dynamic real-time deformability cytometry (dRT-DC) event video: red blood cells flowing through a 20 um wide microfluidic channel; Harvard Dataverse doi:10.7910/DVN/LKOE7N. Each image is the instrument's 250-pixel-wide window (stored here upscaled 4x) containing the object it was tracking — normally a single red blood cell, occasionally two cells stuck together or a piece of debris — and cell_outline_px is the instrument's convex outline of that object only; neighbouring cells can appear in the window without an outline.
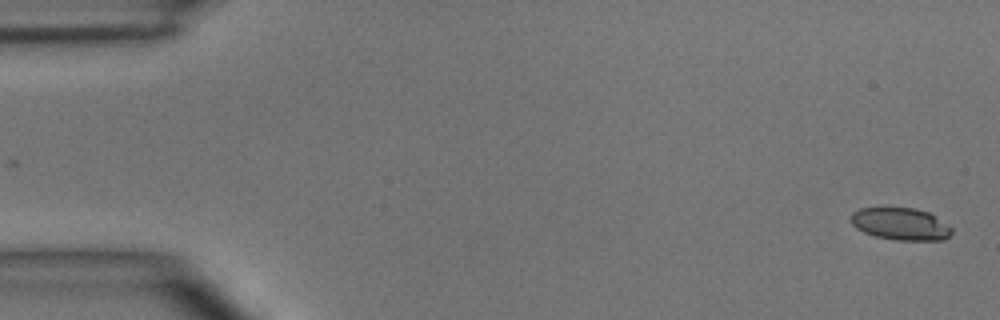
{"species": "common noctule bat (a hibernating species)", "species_latin": "Nyctalus noctula", "temperature_condition": "room temperature", "stored_images_in_passage": 18, "camera_frame_rate_fps": 3000, "um_per_image_px": 0.085, "animal": {"sex": "male", "body_mass_g": 15.6}, "frame": {"image": 1, "passage_image": 1, "time_ms": 0.0, "image_size_px": [1000, 320], "cell_outline_px": [[952, 232], [944, 240], [896, 240], [876, 236], [864, 232], [856, 228], [852, 224], [848, 216], [852, 212], [860, 208], [912, 208], [928, 212], [952, 228]], "centroid_in_image_um": [76.5, 19.04], "position_along_channel_um": 8.5, "area_um2": 18.84}}
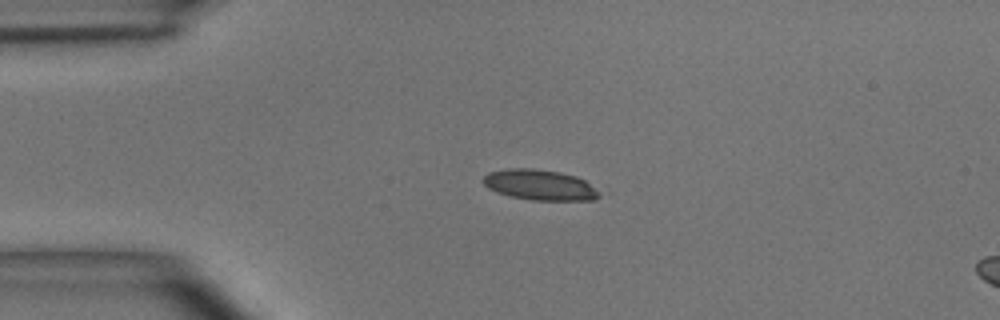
{"frame": {"image": 2, "passage_image": 11, "time_ms": 3.333, "image_size_px": [1000, 320], "cell_outline_px": [[600, 196], [596, 200], [532, 200], [512, 196], [496, 192], [488, 188], [484, 184], [484, 176], [488, 172], [508, 168], [532, 168], [560, 172], [576, 176], [584, 180], [600, 192]], "centroid_in_image_um": [45.89, 15.71], "position_along_channel_um": 39.1, "area_um2": 20.58}}